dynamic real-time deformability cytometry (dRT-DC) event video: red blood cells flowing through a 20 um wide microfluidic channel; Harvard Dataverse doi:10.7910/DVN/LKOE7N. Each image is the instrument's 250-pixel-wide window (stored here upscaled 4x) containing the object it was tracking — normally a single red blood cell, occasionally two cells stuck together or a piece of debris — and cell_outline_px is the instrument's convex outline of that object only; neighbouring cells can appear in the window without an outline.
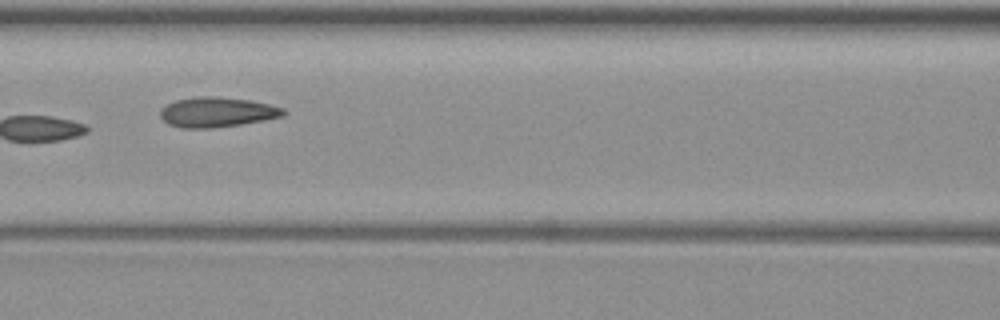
{"species": "common noctule bat (a hibernating species)", "species_latin": "Nyctalus noctula", "temperature_condition": "warm", "stored_images_in_passage": 15, "camera_frame_rate_fps": 3000, "um_per_image_px": 0.085, "animal": {"sex": "female", "body_mass_g": 19.3, "forearm_length_mm": 54.1}, "frame": {"image": 1, "passage_image": 7, "time_ms": 8.0, "image_size_px": [1000, 320], "cell_outline_px": [[288, 112], [284, 116], [264, 120], [240, 124], [212, 128], [180, 128], [168, 124], [160, 116], [160, 108], [176, 100], [200, 96], [208, 96], [248, 100], [268, 104], [284, 108]], "centroid_in_image_um": [18.44, 9.54], "position_along_channel_um": 148.2, "area_um2": 21.39}}
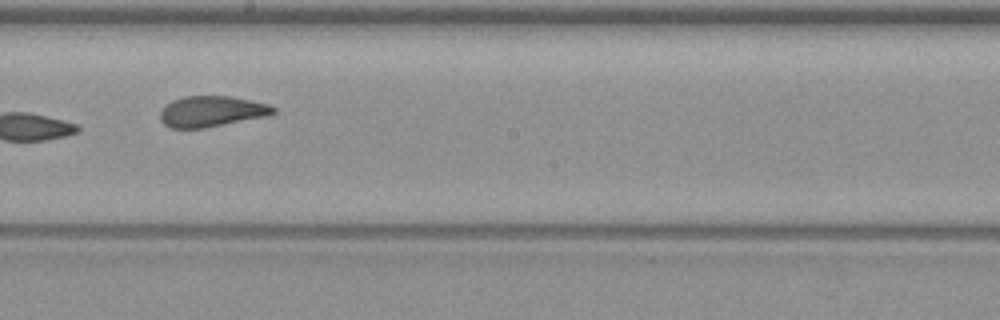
{"frame": {"image": 2, "passage_image": 9, "time_ms": 10.333, "image_size_px": [1000, 320], "cell_outline_px": [[276, 112], [264, 116], [204, 128], [172, 128], [164, 124], [160, 120], [160, 112], [172, 100], [184, 96], [232, 96], [268, 104], [276, 108]], "centroid_in_image_um": [17.97, 9.46], "position_along_channel_um": 230.2, "area_um2": 20.06}}
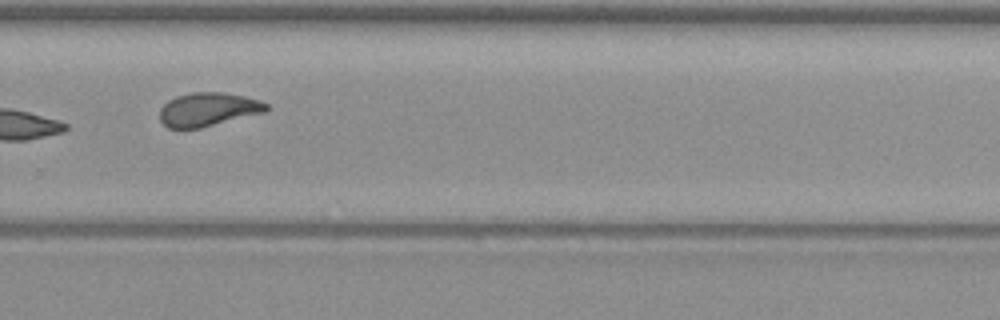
{"frame": {"image": 3, "passage_image": 11, "time_ms": 12.667, "image_size_px": [1000, 320], "cell_outline_px": [[268, 108], [264, 112], [200, 128], [168, 128], [160, 120], [160, 108], [168, 100], [176, 96], [192, 92], [224, 92], [244, 96], [260, 100], [268, 104]], "centroid_in_image_um": [17.67, 9.29], "position_along_channel_um": 312.1, "area_um2": 20.81}, "authors_computed_cell_mechanics": {"area_um2": 15.7794, "velocity_mm_per_s": 3.5137, "shape_relaxation_time_tau1_ms": null, "shape_relaxation_time_tau2_ms": 1.7586, "deformation_change_tau1": null, "deformation_change_tau2": 0.0715}}